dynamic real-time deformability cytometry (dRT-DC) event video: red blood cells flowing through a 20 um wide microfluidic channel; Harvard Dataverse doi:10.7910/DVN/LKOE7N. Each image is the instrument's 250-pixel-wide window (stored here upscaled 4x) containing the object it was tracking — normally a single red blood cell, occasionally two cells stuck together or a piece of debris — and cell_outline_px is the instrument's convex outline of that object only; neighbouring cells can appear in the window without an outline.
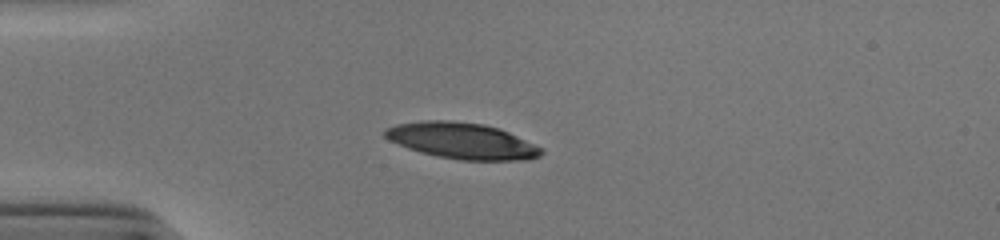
{"species": "human", "species_latin": "Homo sapiens", "temperature_condition": "cold", "stored_images_in_passage": 39, "camera_frame_rate_fps": 3000, "um_per_image_px": 0.085, "donor": {"sex": "male"}, "frame": {"image": 1, "passage_image": 1, "time_ms": 0.0, "image_size_px": [1000, 240], "cell_outline_px": [[544, 152], [540, 156], [528, 160], [460, 160], [436, 156], [420, 152], [408, 148], [388, 140], [384, 136], [384, 128], [396, 124], [420, 120], [448, 120], [484, 124], [500, 128], [544, 148]], "centroid_in_image_um": [39.27, 11.96], "position_along_channel_um": 45.7, "area_um2": 33.23}}
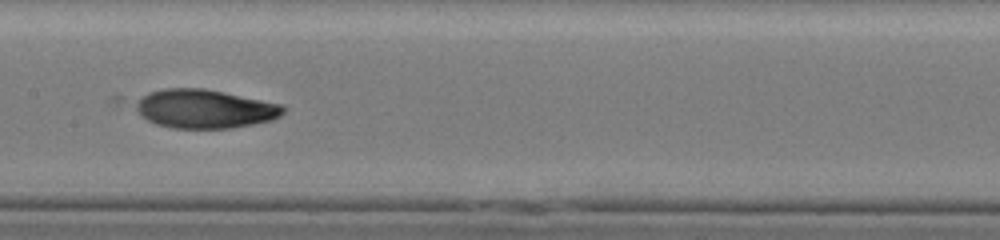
{"frame": {"image": 2, "passage_image": 14, "time_ms": 4.333, "image_size_px": [1000, 240], "cell_outline_px": [[284, 112], [280, 116], [272, 120], [232, 128], [172, 128], [156, 124], [140, 116], [136, 112], [136, 100], [148, 92], [164, 88], [204, 88], [284, 104]], "centroid_in_image_um": [17.39, 9.24], "position_along_channel_um": 190.0, "area_um2": 33.52}}
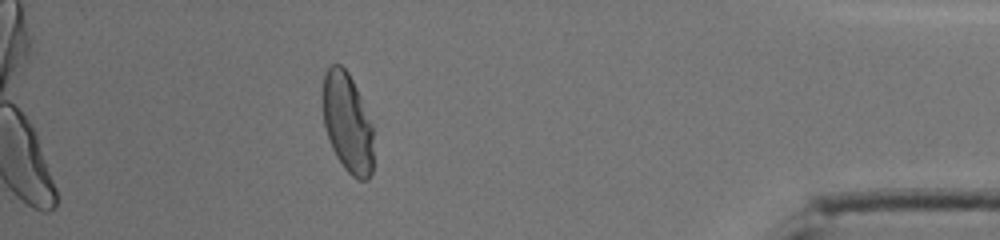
{"frame": {"image": 3, "passage_image": 34, "time_ms": 11.0, "image_size_px": [1000, 240], "cell_outline_px": [[372, 172], [368, 180], [356, 180], [344, 168], [336, 156], [332, 148], [324, 124], [324, 76], [328, 68], [332, 64], [340, 64], [348, 72], [360, 96], [372, 124]], "centroid_in_image_um": [29.55, 10.47], "position_along_channel_um": 405.7, "area_um2": 28.96}, "authors_computed_cell_mechanics": {"area_um2": 32.4836, "velocity_mm_per_s": 3.8781, "shape_relaxation_time_tau1_ms": 5.6981, "shape_relaxation_time_tau2_ms": 1.9455, "deformation_change_tau1": 0.2148, "deformation_change_tau2": 0.0687}}